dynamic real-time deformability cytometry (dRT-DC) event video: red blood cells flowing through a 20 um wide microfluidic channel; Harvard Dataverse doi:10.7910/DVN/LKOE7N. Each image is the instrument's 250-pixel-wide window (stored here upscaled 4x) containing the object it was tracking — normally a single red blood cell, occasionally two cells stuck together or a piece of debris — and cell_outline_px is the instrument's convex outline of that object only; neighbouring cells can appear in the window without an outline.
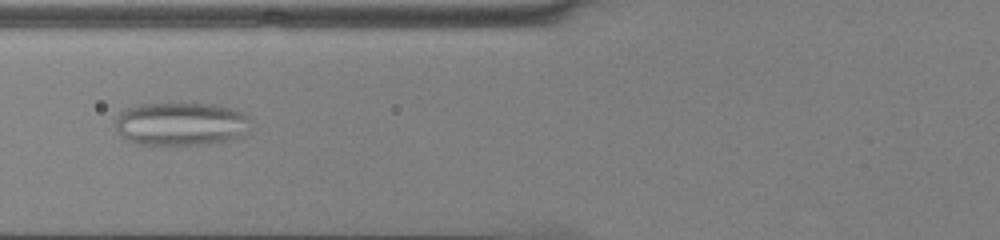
{"species": "common noctule bat (a hibernating species)", "species_latin": "Nyctalus noctula", "temperature_condition": "cold", "stored_images_in_passage": 8, "camera_frame_rate_fps": 3000, "um_per_image_px": 0.085, "animal": {"sex": "male", "body_mass_g": 13.0, "forearm_length_mm": 53.1}, "frame": {"image": 1, "passage_image": 5, "time_ms": 1.333, "image_size_px": [1000, 240], "cell_outline_px": [[252, 120], [244, 132], [240, 136], [228, 140], [204, 144], [132, 144], [116, 128], [116, 120], [120, 112], [124, 108], [140, 104], [168, 100], [216, 104], [236, 108], [252, 116]], "centroid_in_image_um": [15.4, 10.45], "position_along_channel_um": 110.4, "area_um2": 35.32}}